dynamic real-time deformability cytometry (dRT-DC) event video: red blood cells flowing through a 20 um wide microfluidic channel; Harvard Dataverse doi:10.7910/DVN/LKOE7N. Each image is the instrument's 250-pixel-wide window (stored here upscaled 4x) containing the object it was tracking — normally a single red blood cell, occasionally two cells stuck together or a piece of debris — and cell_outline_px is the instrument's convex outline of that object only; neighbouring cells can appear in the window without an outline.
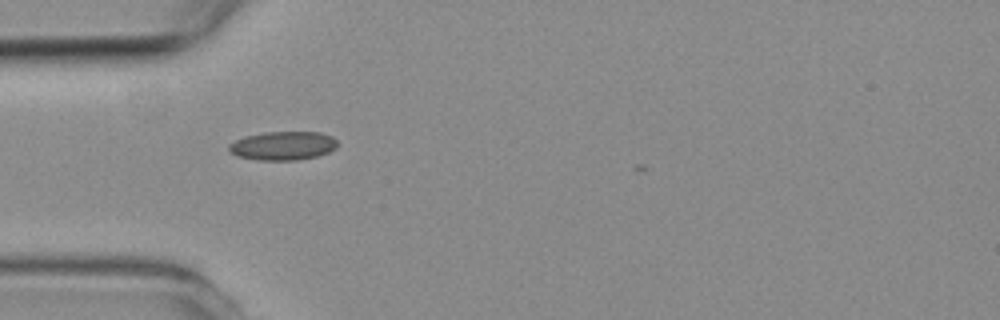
{"species": "common noctule bat (a hibernating species)", "species_latin": "Nyctalus noctula", "temperature_condition": "room temperature", "stored_images_in_passage": 6, "camera_frame_rate_fps": 3000, "um_per_image_px": 0.085, "animal": {"sex": "female", "body_mass_g": 19.3, "forearm_length_mm": 54.1}, "frame": {"image": 1, "passage_image": 5, "time_ms": 4.333, "image_size_px": [1000, 320], "cell_outline_px": [[336, 148], [328, 152], [316, 156], [296, 160], [256, 160], [236, 156], [228, 152], [228, 144], [244, 136], [264, 132], [320, 132], [332, 136], [336, 140]], "centroid_in_image_um": [24.0, 12.39], "position_along_channel_um": 61.0, "area_um2": 18.26}}